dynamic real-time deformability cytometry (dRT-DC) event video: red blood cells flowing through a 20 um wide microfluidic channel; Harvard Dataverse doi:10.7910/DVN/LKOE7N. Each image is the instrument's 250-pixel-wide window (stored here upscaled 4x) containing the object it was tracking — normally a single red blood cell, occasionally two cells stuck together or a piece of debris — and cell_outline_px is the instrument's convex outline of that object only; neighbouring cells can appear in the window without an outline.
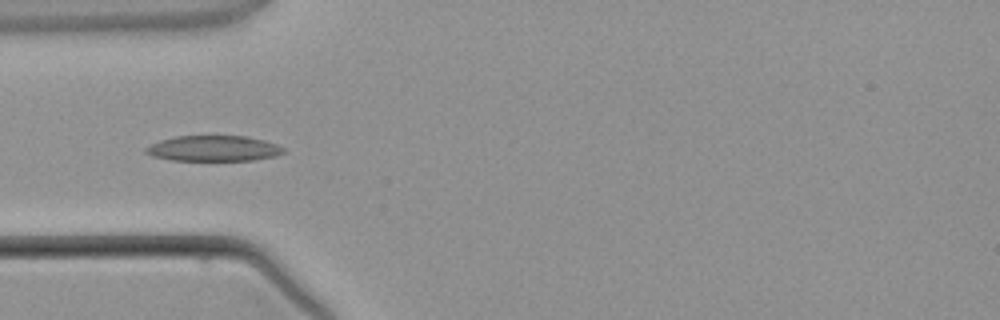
{"species": "common noctule bat (a hibernating species)", "species_latin": "Nyctalus noctula", "temperature_condition": "warm", "stored_images_in_passage": 3, "camera_frame_rate_fps": 3000, "um_per_image_px": 0.085, "animal": {"sex": "male", "body_mass_g": 21.5, "forearm_length_mm": 52.0}, "frame": {"image": 1, "passage_image": 3, "time_ms": 2.333, "image_size_px": [1000, 320], "cell_outline_px": [[284, 152], [276, 156], [252, 160], [168, 160], [152, 156], [144, 152], [144, 148], [160, 140], [176, 136], [244, 136], [264, 140], [276, 144], [284, 148]], "centroid_in_image_um": [18.12, 12.62], "position_along_channel_um": 66.9, "area_um2": 20.46}}